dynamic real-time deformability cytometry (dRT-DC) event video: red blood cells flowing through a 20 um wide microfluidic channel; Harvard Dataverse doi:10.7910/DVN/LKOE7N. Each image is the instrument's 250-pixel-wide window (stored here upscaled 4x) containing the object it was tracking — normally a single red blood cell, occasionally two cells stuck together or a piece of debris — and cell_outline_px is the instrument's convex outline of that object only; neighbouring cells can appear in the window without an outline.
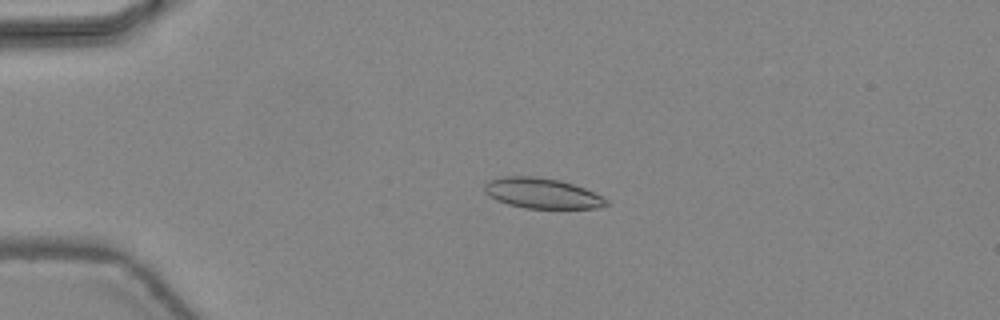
{"species": "common noctule bat (a hibernating species)", "species_latin": "Nyctalus noctula", "temperature_condition": "warm", "stored_images_in_passage": 46, "camera_frame_rate_fps": 3000, "um_per_image_px": 0.085, "animal": {"sex": "female", "body_mass_g": 24.6, "forearm_length_mm": 56.2}, "frame": {"image": 1, "passage_image": 11, "time_ms": 3.333, "image_size_px": [1000, 320], "cell_outline_px": [[608, 204], [596, 208], [524, 208], [508, 204], [496, 200], [488, 196], [484, 192], [484, 184], [488, 180], [504, 176], [532, 176], [560, 180], [584, 188], [608, 200]], "centroid_in_image_um": [46.01, 16.42], "position_along_channel_um": 39.0, "area_um2": 21.44}}
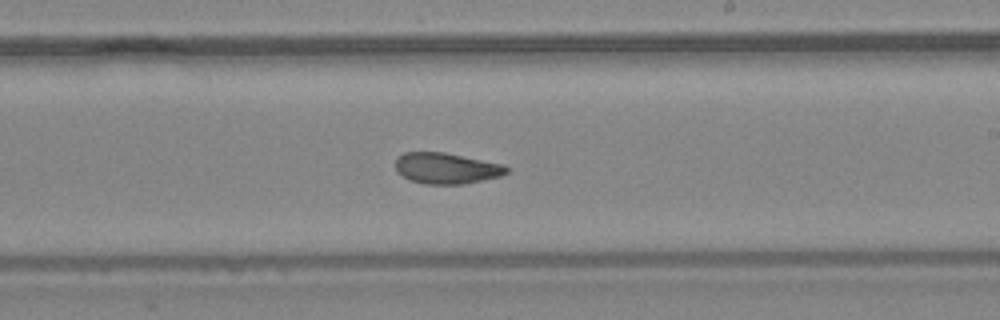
{"frame": {"image": 2, "passage_image": 28, "time_ms": 9.0, "image_size_px": [1000, 320], "cell_outline_px": [[508, 172], [500, 176], [464, 184], [424, 184], [408, 180], [396, 172], [396, 160], [404, 152], [444, 152], [504, 164], [508, 168]], "centroid_in_image_um": [37.93, 14.31], "position_along_channel_um": 251.1, "area_um2": 20.11}}
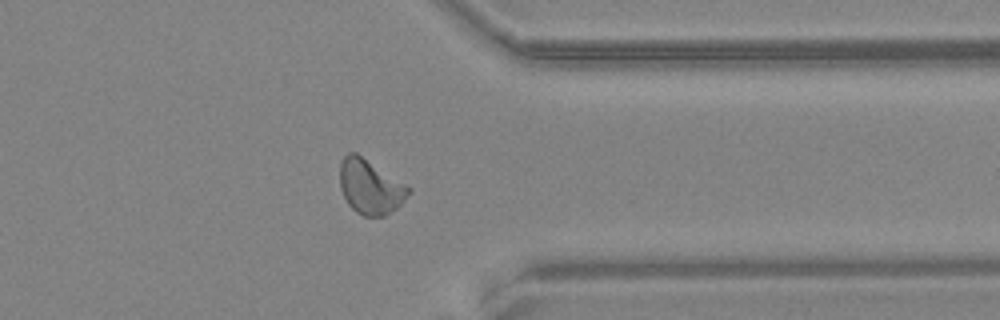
{"frame": {"image": 3, "passage_image": 37, "time_ms": 12.0, "image_size_px": [1000, 320], "cell_outline_px": [[412, 192], [396, 208], [384, 216], [364, 216], [356, 212], [348, 204], [340, 188], [340, 164], [344, 156], [348, 152], [356, 152], [412, 188]], "centroid_in_image_um": [31.47, 15.87], "position_along_channel_um": 379.9, "area_um2": 21.79}, "authors_computed_cell_mechanics": {"area_um2": 21.1548, "velocity_mm_per_s": 4.4594, "shape_relaxation_time_tau1_ms": 7.2918, "shape_relaxation_time_tau2_ms": 1.9991, "deformation_change_tau1": 0.1747, "deformation_change_tau2": 0.0821}}